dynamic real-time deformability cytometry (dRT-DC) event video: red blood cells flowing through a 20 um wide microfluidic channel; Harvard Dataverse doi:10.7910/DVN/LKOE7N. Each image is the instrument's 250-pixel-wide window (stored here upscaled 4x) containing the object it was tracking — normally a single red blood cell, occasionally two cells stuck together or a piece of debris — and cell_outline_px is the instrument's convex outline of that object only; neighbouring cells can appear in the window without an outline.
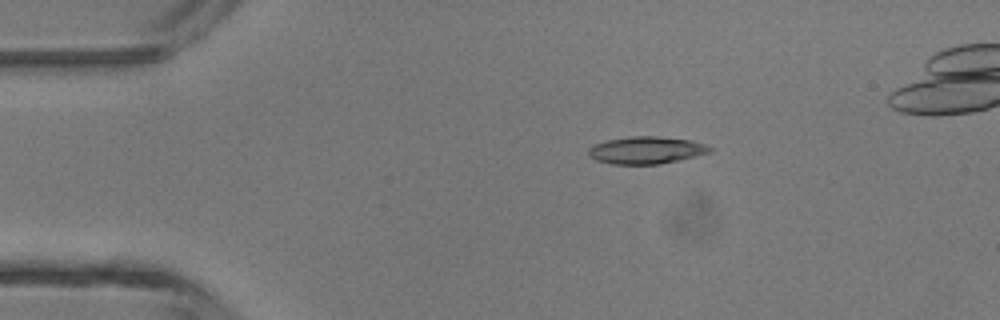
{"species": "common noctule bat (a hibernating species)", "species_latin": "Nyctalus noctula", "temperature_condition": "room temperature", "stored_images_in_passage": 5, "camera_frame_rate_fps": 3000, "um_per_image_px": 0.085, "animal": {"sex": "male", "body_mass_g": 13.3}, "frame": {"image": 1, "passage_image": 3, "time_ms": 0.667, "image_size_px": [1000, 320], "cell_outline_px": [[712, 152], [680, 160], [660, 164], [612, 164], [596, 160], [588, 156], [588, 148], [596, 144], [608, 140], [632, 136], [660, 136], [692, 140], [704, 144], [712, 148]], "centroid_in_image_um": [54.95, 12.77], "position_along_channel_um": 30.0, "area_um2": 19.36}}